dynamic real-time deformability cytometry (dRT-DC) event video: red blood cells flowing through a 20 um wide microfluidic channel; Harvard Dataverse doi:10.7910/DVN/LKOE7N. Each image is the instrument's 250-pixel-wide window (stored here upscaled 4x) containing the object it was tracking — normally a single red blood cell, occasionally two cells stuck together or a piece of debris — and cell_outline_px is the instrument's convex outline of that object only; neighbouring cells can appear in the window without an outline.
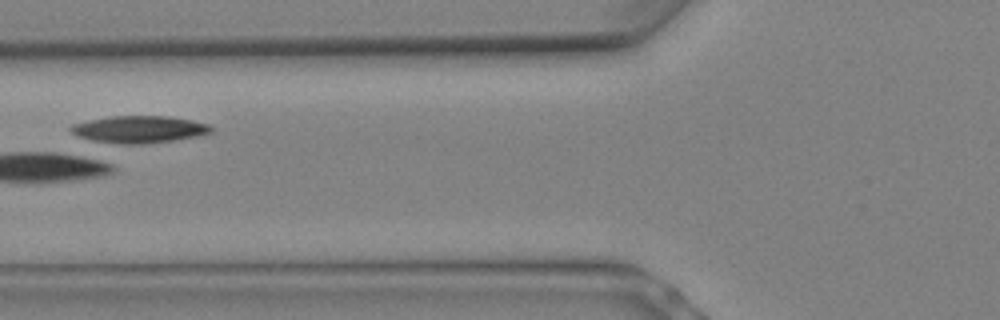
{"species": "Egyptian fruit bat (a non-hibernating species)", "species_latin": "Rousettus aegyptiacus", "temperature_condition": "warm", "stored_images_in_passage": 20, "camera_frame_rate_fps": 3000, "um_per_image_px": 0.085, "animal": {"sex": "female"}, "frame": {"image": 1, "passage_image": 6, "time_ms": 1.667, "image_size_px": [1000, 320], "cell_outline_px": [[212, 132], [196, 136], [172, 140], [140, 144], [124, 144], [96, 140], [80, 136], [72, 132], [68, 128], [72, 124], [112, 116], [168, 116], [192, 120], [208, 124], [212, 128]], "centroid_in_image_um": [11.86, 10.98], "position_along_channel_um": 113.9, "area_um2": 21.62}}
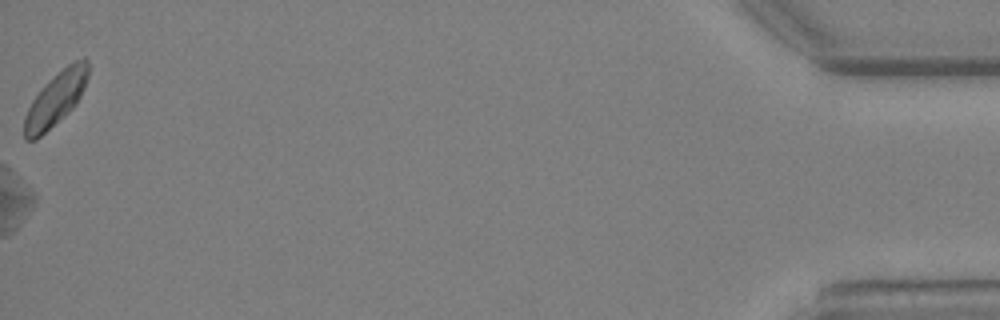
{"frame": {"image": 2, "passage_image": 20, "time_ms": 6.333, "image_size_px": [1000, 320], "cell_outline_px": [[88, 76], [84, 88], [76, 104], [64, 116], [36, 140], [24, 140], [24, 116], [32, 100], [40, 88], [44, 84], [68, 64], [84, 56], [88, 60]], "centroid_in_image_um": [4.73, 8.41], "position_along_channel_um": 430.5, "area_um2": 19.88}}